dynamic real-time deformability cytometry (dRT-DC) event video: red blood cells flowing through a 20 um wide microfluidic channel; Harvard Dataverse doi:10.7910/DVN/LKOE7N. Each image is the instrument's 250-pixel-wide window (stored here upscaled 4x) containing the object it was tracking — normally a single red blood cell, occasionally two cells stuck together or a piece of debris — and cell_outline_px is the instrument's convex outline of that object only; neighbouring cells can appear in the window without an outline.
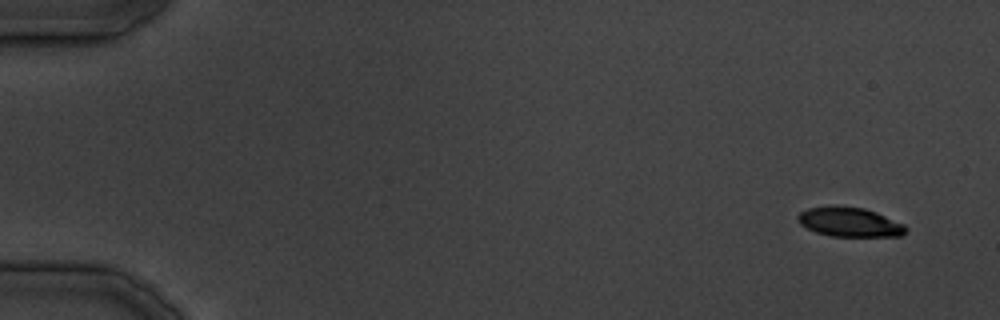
{"species": "common noctule bat (a hibernating species)", "species_latin": "Nyctalus noctula", "temperature_condition": "cold", "stored_images_in_passage": 23, "camera_frame_rate_fps": 3000, "um_per_image_px": 0.085, "animal": {"sex": "male", "body_mass_g": 19.5, "forearm_length_mm": 54.6}, "frame": {"image": 1, "passage_image": 2, "time_ms": 1.333, "image_size_px": [1000, 320], "cell_outline_px": [[908, 228], [900, 236], [832, 236], [816, 232], [800, 224], [796, 220], [796, 216], [800, 212], [808, 208], [836, 204], [864, 208], [876, 212], [904, 224]], "centroid_in_image_um": [72.18, 18.85], "position_along_channel_um": 12.8, "area_um2": 18.67}}
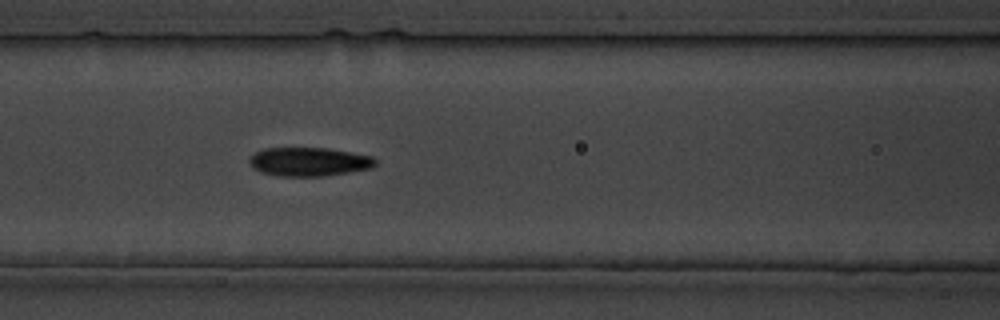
{"frame": {"image": 2, "passage_image": 16, "time_ms": 19.0, "image_size_px": [1000, 320], "cell_outline_px": [[376, 164], [372, 168], [348, 172], [320, 176], [280, 176], [260, 172], [252, 168], [248, 160], [256, 152], [264, 148], [328, 148], [372, 156], [376, 160]], "centroid_in_image_um": [26.25, 13.74], "position_along_channel_um": 140.4, "area_um2": 21.04}}
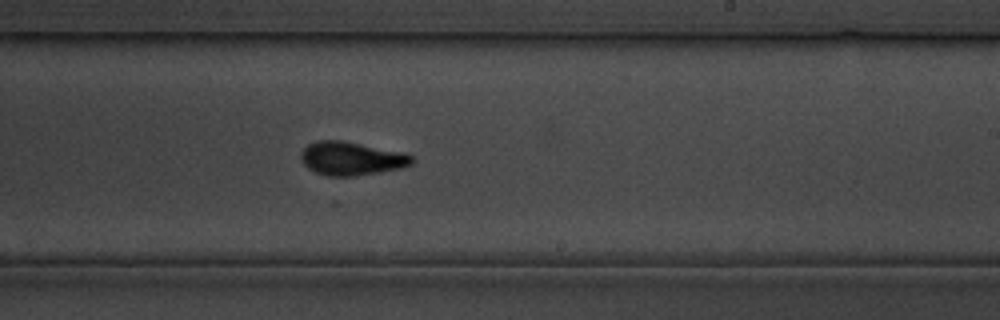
{"frame": {"image": 3, "passage_image": 23, "time_ms": 27.0, "image_size_px": [1000, 320], "cell_outline_px": [[416, 160], [412, 164], [400, 168], [380, 172], [356, 176], [328, 176], [316, 172], [308, 168], [304, 164], [300, 156], [300, 152], [308, 144], [316, 140], [340, 140], [404, 152], [412, 156]], "centroid_in_image_um": [29.87, 13.47], "position_along_channel_um": 259.1, "area_um2": 21.73}}